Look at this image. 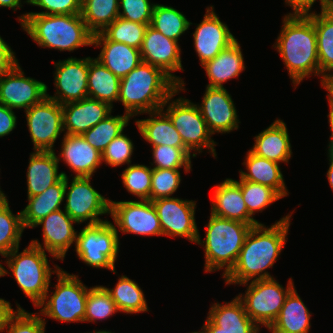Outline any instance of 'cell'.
I'll use <instances>...</instances> for the list:
<instances>
[{
  "instance_id": "17",
  "label": "cell",
  "mask_w": 333,
  "mask_h": 333,
  "mask_svg": "<svg viewBox=\"0 0 333 333\" xmlns=\"http://www.w3.org/2000/svg\"><path fill=\"white\" fill-rule=\"evenodd\" d=\"M179 42L164 36L161 32L148 25L140 48L143 62L162 69L185 91V83L182 77L173 72L184 71L181 59Z\"/></svg>"
},
{
  "instance_id": "39",
  "label": "cell",
  "mask_w": 333,
  "mask_h": 333,
  "mask_svg": "<svg viewBox=\"0 0 333 333\" xmlns=\"http://www.w3.org/2000/svg\"><path fill=\"white\" fill-rule=\"evenodd\" d=\"M123 114L122 116L110 114L82 136L90 146L102 154L108 144L128 126L131 117L128 114Z\"/></svg>"
},
{
  "instance_id": "44",
  "label": "cell",
  "mask_w": 333,
  "mask_h": 333,
  "mask_svg": "<svg viewBox=\"0 0 333 333\" xmlns=\"http://www.w3.org/2000/svg\"><path fill=\"white\" fill-rule=\"evenodd\" d=\"M152 168L140 164H129L121 174L123 186L139 200H150Z\"/></svg>"
},
{
  "instance_id": "58",
  "label": "cell",
  "mask_w": 333,
  "mask_h": 333,
  "mask_svg": "<svg viewBox=\"0 0 333 333\" xmlns=\"http://www.w3.org/2000/svg\"><path fill=\"white\" fill-rule=\"evenodd\" d=\"M2 262V261H0ZM9 270H7L1 263H0V277H4L5 275H9L11 273L8 272Z\"/></svg>"
},
{
  "instance_id": "34",
  "label": "cell",
  "mask_w": 333,
  "mask_h": 333,
  "mask_svg": "<svg viewBox=\"0 0 333 333\" xmlns=\"http://www.w3.org/2000/svg\"><path fill=\"white\" fill-rule=\"evenodd\" d=\"M314 24L321 77L333 73V12L328 9L307 15ZM332 71V72H331Z\"/></svg>"
},
{
  "instance_id": "18",
  "label": "cell",
  "mask_w": 333,
  "mask_h": 333,
  "mask_svg": "<svg viewBox=\"0 0 333 333\" xmlns=\"http://www.w3.org/2000/svg\"><path fill=\"white\" fill-rule=\"evenodd\" d=\"M74 223L77 224L62 209L52 212L34 226L42 227L43 245L38 239L31 240V244L47 251L54 259L63 261L67 251L76 241L78 231L73 227Z\"/></svg>"
},
{
  "instance_id": "35",
  "label": "cell",
  "mask_w": 333,
  "mask_h": 333,
  "mask_svg": "<svg viewBox=\"0 0 333 333\" xmlns=\"http://www.w3.org/2000/svg\"><path fill=\"white\" fill-rule=\"evenodd\" d=\"M119 312L126 314L148 312V305L141 287L126 275L119 277L114 289L106 287Z\"/></svg>"
},
{
  "instance_id": "5",
  "label": "cell",
  "mask_w": 333,
  "mask_h": 333,
  "mask_svg": "<svg viewBox=\"0 0 333 333\" xmlns=\"http://www.w3.org/2000/svg\"><path fill=\"white\" fill-rule=\"evenodd\" d=\"M237 220H230L210 213L208 224L205 225V240L200 234L196 244L204 247L205 272L224 269V277L234 266L246 236L252 226Z\"/></svg>"
},
{
  "instance_id": "2",
  "label": "cell",
  "mask_w": 333,
  "mask_h": 333,
  "mask_svg": "<svg viewBox=\"0 0 333 333\" xmlns=\"http://www.w3.org/2000/svg\"><path fill=\"white\" fill-rule=\"evenodd\" d=\"M274 44L295 88L312 75L321 77L316 30L307 15L286 14Z\"/></svg>"
},
{
  "instance_id": "56",
  "label": "cell",
  "mask_w": 333,
  "mask_h": 333,
  "mask_svg": "<svg viewBox=\"0 0 333 333\" xmlns=\"http://www.w3.org/2000/svg\"><path fill=\"white\" fill-rule=\"evenodd\" d=\"M328 117V122L330 125V130H331V136L329 137L330 141L328 144V150L327 152H332L333 151V108H329V113L327 115Z\"/></svg>"
},
{
  "instance_id": "13",
  "label": "cell",
  "mask_w": 333,
  "mask_h": 333,
  "mask_svg": "<svg viewBox=\"0 0 333 333\" xmlns=\"http://www.w3.org/2000/svg\"><path fill=\"white\" fill-rule=\"evenodd\" d=\"M24 112L33 150L55 151L54 143L64 132L62 105L46 96Z\"/></svg>"
},
{
  "instance_id": "40",
  "label": "cell",
  "mask_w": 333,
  "mask_h": 333,
  "mask_svg": "<svg viewBox=\"0 0 333 333\" xmlns=\"http://www.w3.org/2000/svg\"><path fill=\"white\" fill-rule=\"evenodd\" d=\"M148 25L150 24H141L118 17L101 33L108 40L140 49Z\"/></svg>"
},
{
  "instance_id": "15",
  "label": "cell",
  "mask_w": 333,
  "mask_h": 333,
  "mask_svg": "<svg viewBox=\"0 0 333 333\" xmlns=\"http://www.w3.org/2000/svg\"><path fill=\"white\" fill-rule=\"evenodd\" d=\"M54 63L55 94L47 97L59 104L77 102L88 97L89 57H68Z\"/></svg>"
},
{
  "instance_id": "62",
  "label": "cell",
  "mask_w": 333,
  "mask_h": 333,
  "mask_svg": "<svg viewBox=\"0 0 333 333\" xmlns=\"http://www.w3.org/2000/svg\"><path fill=\"white\" fill-rule=\"evenodd\" d=\"M191 333H201L200 331H194V332H191Z\"/></svg>"
},
{
  "instance_id": "57",
  "label": "cell",
  "mask_w": 333,
  "mask_h": 333,
  "mask_svg": "<svg viewBox=\"0 0 333 333\" xmlns=\"http://www.w3.org/2000/svg\"><path fill=\"white\" fill-rule=\"evenodd\" d=\"M327 156H328V160H329V169L326 173L327 175V179H328V182H329V185L333 191V155L330 153V152H327Z\"/></svg>"
},
{
  "instance_id": "27",
  "label": "cell",
  "mask_w": 333,
  "mask_h": 333,
  "mask_svg": "<svg viewBox=\"0 0 333 333\" xmlns=\"http://www.w3.org/2000/svg\"><path fill=\"white\" fill-rule=\"evenodd\" d=\"M289 137L286 123L281 119H276L254 137L255 143L249 150L262 158L287 164L293 153Z\"/></svg>"
},
{
  "instance_id": "54",
  "label": "cell",
  "mask_w": 333,
  "mask_h": 333,
  "mask_svg": "<svg viewBox=\"0 0 333 333\" xmlns=\"http://www.w3.org/2000/svg\"><path fill=\"white\" fill-rule=\"evenodd\" d=\"M14 311L11 307V303L3 298H0V332L5 325L7 318Z\"/></svg>"
},
{
  "instance_id": "10",
  "label": "cell",
  "mask_w": 333,
  "mask_h": 333,
  "mask_svg": "<svg viewBox=\"0 0 333 333\" xmlns=\"http://www.w3.org/2000/svg\"><path fill=\"white\" fill-rule=\"evenodd\" d=\"M240 284L246 286L244 294L237 297L243 302L245 311L260 328H269L278 317L289 293L295 288L292 277L284 288L273 278L253 280Z\"/></svg>"
},
{
  "instance_id": "26",
  "label": "cell",
  "mask_w": 333,
  "mask_h": 333,
  "mask_svg": "<svg viewBox=\"0 0 333 333\" xmlns=\"http://www.w3.org/2000/svg\"><path fill=\"white\" fill-rule=\"evenodd\" d=\"M27 168V197L41 194L67 176L65 172H58L59 159L55 151H34L30 154Z\"/></svg>"
},
{
  "instance_id": "14",
  "label": "cell",
  "mask_w": 333,
  "mask_h": 333,
  "mask_svg": "<svg viewBox=\"0 0 333 333\" xmlns=\"http://www.w3.org/2000/svg\"><path fill=\"white\" fill-rule=\"evenodd\" d=\"M196 203L177 197L153 200L163 235L186 238L196 244L199 234L195 220Z\"/></svg>"
},
{
  "instance_id": "50",
  "label": "cell",
  "mask_w": 333,
  "mask_h": 333,
  "mask_svg": "<svg viewBox=\"0 0 333 333\" xmlns=\"http://www.w3.org/2000/svg\"><path fill=\"white\" fill-rule=\"evenodd\" d=\"M316 0H285V3L293 8L288 15H308L313 13L311 8ZM332 0H320L321 11L330 9Z\"/></svg>"
},
{
  "instance_id": "8",
  "label": "cell",
  "mask_w": 333,
  "mask_h": 333,
  "mask_svg": "<svg viewBox=\"0 0 333 333\" xmlns=\"http://www.w3.org/2000/svg\"><path fill=\"white\" fill-rule=\"evenodd\" d=\"M55 291L37 306L40 315L59 322H84L86 299L89 288L75 274H69L62 268L56 273Z\"/></svg>"
},
{
  "instance_id": "16",
  "label": "cell",
  "mask_w": 333,
  "mask_h": 333,
  "mask_svg": "<svg viewBox=\"0 0 333 333\" xmlns=\"http://www.w3.org/2000/svg\"><path fill=\"white\" fill-rule=\"evenodd\" d=\"M48 86L35 78L27 77L19 62L0 76V103L11 109L24 111L47 96Z\"/></svg>"
},
{
  "instance_id": "47",
  "label": "cell",
  "mask_w": 333,
  "mask_h": 333,
  "mask_svg": "<svg viewBox=\"0 0 333 333\" xmlns=\"http://www.w3.org/2000/svg\"><path fill=\"white\" fill-rule=\"evenodd\" d=\"M124 131L115 137L102 152V162L112 167H119L124 164H131V157L134 152L133 141Z\"/></svg>"
},
{
  "instance_id": "55",
  "label": "cell",
  "mask_w": 333,
  "mask_h": 333,
  "mask_svg": "<svg viewBox=\"0 0 333 333\" xmlns=\"http://www.w3.org/2000/svg\"><path fill=\"white\" fill-rule=\"evenodd\" d=\"M23 0H0V7L10 8L13 11H17V9L22 8Z\"/></svg>"
},
{
  "instance_id": "23",
  "label": "cell",
  "mask_w": 333,
  "mask_h": 333,
  "mask_svg": "<svg viewBox=\"0 0 333 333\" xmlns=\"http://www.w3.org/2000/svg\"><path fill=\"white\" fill-rule=\"evenodd\" d=\"M61 153L64 164L75 173L74 177H92L102 164V154L90 146L82 135L64 134Z\"/></svg>"
},
{
  "instance_id": "46",
  "label": "cell",
  "mask_w": 333,
  "mask_h": 333,
  "mask_svg": "<svg viewBox=\"0 0 333 333\" xmlns=\"http://www.w3.org/2000/svg\"><path fill=\"white\" fill-rule=\"evenodd\" d=\"M180 183V170L152 168L150 201L173 197Z\"/></svg>"
},
{
  "instance_id": "38",
  "label": "cell",
  "mask_w": 333,
  "mask_h": 333,
  "mask_svg": "<svg viewBox=\"0 0 333 333\" xmlns=\"http://www.w3.org/2000/svg\"><path fill=\"white\" fill-rule=\"evenodd\" d=\"M25 228L21 211L13 214L9 201L0 203V256L4 257L12 250L20 247V240Z\"/></svg>"
},
{
  "instance_id": "21",
  "label": "cell",
  "mask_w": 333,
  "mask_h": 333,
  "mask_svg": "<svg viewBox=\"0 0 333 333\" xmlns=\"http://www.w3.org/2000/svg\"><path fill=\"white\" fill-rule=\"evenodd\" d=\"M260 328L247 315L236 296L231 302L211 305L201 333H259Z\"/></svg>"
},
{
  "instance_id": "33",
  "label": "cell",
  "mask_w": 333,
  "mask_h": 333,
  "mask_svg": "<svg viewBox=\"0 0 333 333\" xmlns=\"http://www.w3.org/2000/svg\"><path fill=\"white\" fill-rule=\"evenodd\" d=\"M120 78L96 58L89 57L88 97L113 107L119 98Z\"/></svg>"
},
{
  "instance_id": "3",
  "label": "cell",
  "mask_w": 333,
  "mask_h": 333,
  "mask_svg": "<svg viewBox=\"0 0 333 333\" xmlns=\"http://www.w3.org/2000/svg\"><path fill=\"white\" fill-rule=\"evenodd\" d=\"M179 85L162 69L141 61L120 79L119 98L125 114L136 115L159 110Z\"/></svg>"
},
{
  "instance_id": "4",
  "label": "cell",
  "mask_w": 333,
  "mask_h": 333,
  "mask_svg": "<svg viewBox=\"0 0 333 333\" xmlns=\"http://www.w3.org/2000/svg\"><path fill=\"white\" fill-rule=\"evenodd\" d=\"M17 20L39 47L73 52L82 46L92 45L93 34L88 30L81 14L25 13L18 16Z\"/></svg>"
},
{
  "instance_id": "30",
  "label": "cell",
  "mask_w": 333,
  "mask_h": 333,
  "mask_svg": "<svg viewBox=\"0 0 333 333\" xmlns=\"http://www.w3.org/2000/svg\"><path fill=\"white\" fill-rule=\"evenodd\" d=\"M242 164L247 169V172L241 169L239 171L242 180L273 188L282 197L289 194L279 163L257 156L248 150Z\"/></svg>"
},
{
  "instance_id": "36",
  "label": "cell",
  "mask_w": 333,
  "mask_h": 333,
  "mask_svg": "<svg viewBox=\"0 0 333 333\" xmlns=\"http://www.w3.org/2000/svg\"><path fill=\"white\" fill-rule=\"evenodd\" d=\"M81 16L94 35L119 17V0H82Z\"/></svg>"
},
{
  "instance_id": "61",
  "label": "cell",
  "mask_w": 333,
  "mask_h": 333,
  "mask_svg": "<svg viewBox=\"0 0 333 333\" xmlns=\"http://www.w3.org/2000/svg\"><path fill=\"white\" fill-rule=\"evenodd\" d=\"M330 10L333 12V0L331 1Z\"/></svg>"
},
{
  "instance_id": "11",
  "label": "cell",
  "mask_w": 333,
  "mask_h": 333,
  "mask_svg": "<svg viewBox=\"0 0 333 333\" xmlns=\"http://www.w3.org/2000/svg\"><path fill=\"white\" fill-rule=\"evenodd\" d=\"M92 177H72L69 185L65 177L64 211L78 224H97L106 220L101 215L110 214V199L91 186Z\"/></svg>"
},
{
  "instance_id": "31",
  "label": "cell",
  "mask_w": 333,
  "mask_h": 333,
  "mask_svg": "<svg viewBox=\"0 0 333 333\" xmlns=\"http://www.w3.org/2000/svg\"><path fill=\"white\" fill-rule=\"evenodd\" d=\"M311 315L294 288L287 296L278 317L268 330L271 333H309Z\"/></svg>"
},
{
  "instance_id": "6",
  "label": "cell",
  "mask_w": 333,
  "mask_h": 333,
  "mask_svg": "<svg viewBox=\"0 0 333 333\" xmlns=\"http://www.w3.org/2000/svg\"><path fill=\"white\" fill-rule=\"evenodd\" d=\"M4 258H6V265L17 285L25 296L31 299L36 308L44 300L46 294H49L51 276L56 274L60 267L54 265L53 270L46 252L31 243L22 252H19V247H17Z\"/></svg>"
},
{
  "instance_id": "22",
  "label": "cell",
  "mask_w": 333,
  "mask_h": 333,
  "mask_svg": "<svg viewBox=\"0 0 333 333\" xmlns=\"http://www.w3.org/2000/svg\"><path fill=\"white\" fill-rule=\"evenodd\" d=\"M113 107L93 98L62 105L64 134L83 135L112 113Z\"/></svg>"
},
{
  "instance_id": "32",
  "label": "cell",
  "mask_w": 333,
  "mask_h": 333,
  "mask_svg": "<svg viewBox=\"0 0 333 333\" xmlns=\"http://www.w3.org/2000/svg\"><path fill=\"white\" fill-rule=\"evenodd\" d=\"M65 197V177L47 188L41 194L27 197L28 204L21 210L24 228H34L35 224L50 213L61 209Z\"/></svg>"
},
{
  "instance_id": "1",
  "label": "cell",
  "mask_w": 333,
  "mask_h": 333,
  "mask_svg": "<svg viewBox=\"0 0 333 333\" xmlns=\"http://www.w3.org/2000/svg\"><path fill=\"white\" fill-rule=\"evenodd\" d=\"M292 213L270 227L252 226L233 268L223 277L226 285L273 278L266 270L273 268L287 242Z\"/></svg>"
},
{
  "instance_id": "29",
  "label": "cell",
  "mask_w": 333,
  "mask_h": 333,
  "mask_svg": "<svg viewBox=\"0 0 333 333\" xmlns=\"http://www.w3.org/2000/svg\"><path fill=\"white\" fill-rule=\"evenodd\" d=\"M146 114L149 115V118L138 119L135 121V125L147 143L152 147L164 145L186 148L182 137L164 110L159 109Z\"/></svg>"
},
{
  "instance_id": "25",
  "label": "cell",
  "mask_w": 333,
  "mask_h": 333,
  "mask_svg": "<svg viewBox=\"0 0 333 333\" xmlns=\"http://www.w3.org/2000/svg\"><path fill=\"white\" fill-rule=\"evenodd\" d=\"M92 45L101 47L96 59L120 79L142 61L140 49L108 40L101 32L93 35Z\"/></svg>"
},
{
  "instance_id": "51",
  "label": "cell",
  "mask_w": 333,
  "mask_h": 333,
  "mask_svg": "<svg viewBox=\"0 0 333 333\" xmlns=\"http://www.w3.org/2000/svg\"><path fill=\"white\" fill-rule=\"evenodd\" d=\"M15 54L11 46L0 36V76L9 72L18 63Z\"/></svg>"
},
{
  "instance_id": "48",
  "label": "cell",
  "mask_w": 333,
  "mask_h": 333,
  "mask_svg": "<svg viewBox=\"0 0 333 333\" xmlns=\"http://www.w3.org/2000/svg\"><path fill=\"white\" fill-rule=\"evenodd\" d=\"M154 5L155 3H150L149 0H119V17L132 22L150 24Z\"/></svg>"
},
{
  "instance_id": "28",
  "label": "cell",
  "mask_w": 333,
  "mask_h": 333,
  "mask_svg": "<svg viewBox=\"0 0 333 333\" xmlns=\"http://www.w3.org/2000/svg\"><path fill=\"white\" fill-rule=\"evenodd\" d=\"M240 45L236 39L214 59L202 65L209 80L207 87L224 88V82L239 77L240 73L245 71Z\"/></svg>"
},
{
  "instance_id": "7",
  "label": "cell",
  "mask_w": 333,
  "mask_h": 333,
  "mask_svg": "<svg viewBox=\"0 0 333 333\" xmlns=\"http://www.w3.org/2000/svg\"><path fill=\"white\" fill-rule=\"evenodd\" d=\"M181 91L182 90L179 87L165 101L161 109L166 110L164 112L168 115L173 126L179 132L185 147L190 152L194 150L193 155L195 157L198 153L200 154V152L202 153L204 149H207L209 153H211L212 157L217 158L215 149L217 144L211 137L212 134L209 131L206 121L202 117L197 105L189 99L184 97L182 98V96L177 99H172Z\"/></svg>"
},
{
  "instance_id": "12",
  "label": "cell",
  "mask_w": 333,
  "mask_h": 333,
  "mask_svg": "<svg viewBox=\"0 0 333 333\" xmlns=\"http://www.w3.org/2000/svg\"><path fill=\"white\" fill-rule=\"evenodd\" d=\"M116 231L142 236H163L155 207L150 200H110V214Z\"/></svg>"
},
{
  "instance_id": "19",
  "label": "cell",
  "mask_w": 333,
  "mask_h": 333,
  "mask_svg": "<svg viewBox=\"0 0 333 333\" xmlns=\"http://www.w3.org/2000/svg\"><path fill=\"white\" fill-rule=\"evenodd\" d=\"M192 35L193 46L201 66L214 59L223 49L236 40L228 25L219 19L212 5L206 8L203 20L196 25Z\"/></svg>"
},
{
  "instance_id": "60",
  "label": "cell",
  "mask_w": 333,
  "mask_h": 333,
  "mask_svg": "<svg viewBox=\"0 0 333 333\" xmlns=\"http://www.w3.org/2000/svg\"><path fill=\"white\" fill-rule=\"evenodd\" d=\"M91 333H114V332H111V331H108V330H97V331L95 330V331H93Z\"/></svg>"
},
{
  "instance_id": "53",
  "label": "cell",
  "mask_w": 333,
  "mask_h": 333,
  "mask_svg": "<svg viewBox=\"0 0 333 333\" xmlns=\"http://www.w3.org/2000/svg\"><path fill=\"white\" fill-rule=\"evenodd\" d=\"M321 85L328 92L329 108H333V73L321 77Z\"/></svg>"
},
{
  "instance_id": "59",
  "label": "cell",
  "mask_w": 333,
  "mask_h": 333,
  "mask_svg": "<svg viewBox=\"0 0 333 333\" xmlns=\"http://www.w3.org/2000/svg\"><path fill=\"white\" fill-rule=\"evenodd\" d=\"M0 200H2V201L8 200L7 196L5 195V193H3L1 187H0Z\"/></svg>"
},
{
  "instance_id": "52",
  "label": "cell",
  "mask_w": 333,
  "mask_h": 333,
  "mask_svg": "<svg viewBox=\"0 0 333 333\" xmlns=\"http://www.w3.org/2000/svg\"><path fill=\"white\" fill-rule=\"evenodd\" d=\"M17 125V117L13 109L0 103V138L8 136Z\"/></svg>"
},
{
  "instance_id": "24",
  "label": "cell",
  "mask_w": 333,
  "mask_h": 333,
  "mask_svg": "<svg viewBox=\"0 0 333 333\" xmlns=\"http://www.w3.org/2000/svg\"><path fill=\"white\" fill-rule=\"evenodd\" d=\"M211 206V214L215 216L247 224L261 223L248 213L241 187L231 178H226L214 186Z\"/></svg>"
},
{
  "instance_id": "45",
  "label": "cell",
  "mask_w": 333,
  "mask_h": 333,
  "mask_svg": "<svg viewBox=\"0 0 333 333\" xmlns=\"http://www.w3.org/2000/svg\"><path fill=\"white\" fill-rule=\"evenodd\" d=\"M17 310H14L5 325L2 332L7 333H45L46 319H43L39 313H28L16 303Z\"/></svg>"
},
{
  "instance_id": "20",
  "label": "cell",
  "mask_w": 333,
  "mask_h": 333,
  "mask_svg": "<svg viewBox=\"0 0 333 333\" xmlns=\"http://www.w3.org/2000/svg\"><path fill=\"white\" fill-rule=\"evenodd\" d=\"M196 105L212 135L230 133L239 128V116L227 89L206 86L202 103Z\"/></svg>"
},
{
  "instance_id": "9",
  "label": "cell",
  "mask_w": 333,
  "mask_h": 333,
  "mask_svg": "<svg viewBox=\"0 0 333 333\" xmlns=\"http://www.w3.org/2000/svg\"><path fill=\"white\" fill-rule=\"evenodd\" d=\"M119 245L115 225L106 219L97 224H86L77 232L75 252L79 260L87 266L105 268L116 273L115 261L120 250Z\"/></svg>"
},
{
  "instance_id": "42",
  "label": "cell",
  "mask_w": 333,
  "mask_h": 333,
  "mask_svg": "<svg viewBox=\"0 0 333 333\" xmlns=\"http://www.w3.org/2000/svg\"><path fill=\"white\" fill-rule=\"evenodd\" d=\"M119 312L116 303L104 286H92L88 290L84 322L107 320Z\"/></svg>"
},
{
  "instance_id": "41",
  "label": "cell",
  "mask_w": 333,
  "mask_h": 333,
  "mask_svg": "<svg viewBox=\"0 0 333 333\" xmlns=\"http://www.w3.org/2000/svg\"><path fill=\"white\" fill-rule=\"evenodd\" d=\"M236 182L241 187L248 213L253 218L256 212H262L269 205L283 198L275 189L268 186L242 180L241 178L239 181L236 180Z\"/></svg>"
},
{
  "instance_id": "43",
  "label": "cell",
  "mask_w": 333,
  "mask_h": 333,
  "mask_svg": "<svg viewBox=\"0 0 333 333\" xmlns=\"http://www.w3.org/2000/svg\"><path fill=\"white\" fill-rule=\"evenodd\" d=\"M153 162L151 168L174 169L184 168L185 173L192 169L191 158L195 157L187 148H177L172 146H153ZM192 154V155H191Z\"/></svg>"
},
{
  "instance_id": "49",
  "label": "cell",
  "mask_w": 333,
  "mask_h": 333,
  "mask_svg": "<svg viewBox=\"0 0 333 333\" xmlns=\"http://www.w3.org/2000/svg\"><path fill=\"white\" fill-rule=\"evenodd\" d=\"M24 3L38 6L45 10L41 12H27V14L74 15L81 14L82 0H24Z\"/></svg>"
},
{
  "instance_id": "37",
  "label": "cell",
  "mask_w": 333,
  "mask_h": 333,
  "mask_svg": "<svg viewBox=\"0 0 333 333\" xmlns=\"http://www.w3.org/2000/svg\"><path fill=\"white\" fill-rule=\"evenodd\" d=\"M192 24L182 12L172 6L158 3L154 5L150 26L167 38L178 42Z\"/></svg>"
}]
</instances>
